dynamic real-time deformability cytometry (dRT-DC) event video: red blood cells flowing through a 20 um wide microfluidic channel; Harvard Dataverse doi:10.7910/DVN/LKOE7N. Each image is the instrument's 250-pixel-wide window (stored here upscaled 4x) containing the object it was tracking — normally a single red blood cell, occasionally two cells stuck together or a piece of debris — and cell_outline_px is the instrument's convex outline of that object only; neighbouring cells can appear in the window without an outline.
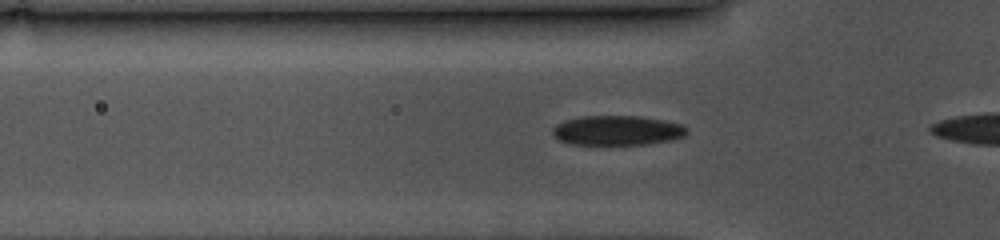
{"species": "common noctule bat (a hibernating species)", "species_latin": "Nyctalus noctula", "temperature_condition": "cold", "stored_images_in_passage": 9, "camera_frame_rate_fps": 3000, "um_per_image_px": 0.085, "animal": {"sex": "female", "body_mass_g": 10.0, "forearm_length_mm": 53.1}, "frame": {"image": 1, "passage_image": 6, "time_ms": 1.667, "image_size_px": [1000, 240], "cell_outline_px": [[688, 132], [684, 136], [672, 140], [648, 144], [572, 144], [560, 140], [552, 136], [552, 128], [556, 124], [580, 116], [640, 116], [664, 120], [684, 124], [688, 128]], "centroid_in_image_um": [52.5, 11.08], "position_along_channel_um": 73.3, "area_um2": 23.35}}